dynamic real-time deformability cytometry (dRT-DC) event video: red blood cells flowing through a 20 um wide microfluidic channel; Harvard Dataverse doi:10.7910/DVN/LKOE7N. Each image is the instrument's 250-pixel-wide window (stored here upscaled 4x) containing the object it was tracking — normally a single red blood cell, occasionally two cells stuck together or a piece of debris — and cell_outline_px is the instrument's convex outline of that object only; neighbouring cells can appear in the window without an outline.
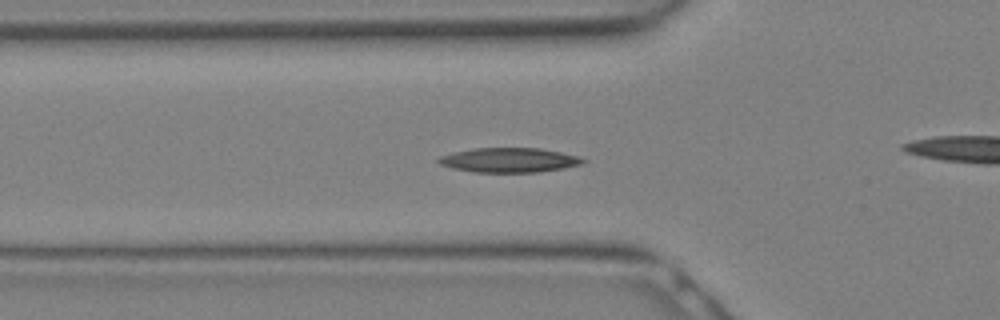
{"species": "Egyptian fruit bat (a non-hibernating species)", "species_latin": "Rousettus aegyptiacus", "temperature_condition": "warm", "stored_images_in_passage": 29, "camera_frame_rate_fps": 3000, "um_per_image_px": 0.085, "animal": {"sex": "female"}, "frame": {"image": 1, "passage_image": 9, "time_ms": 2.667, "image_size_px": [1000, 320], "cell_outline_px": [[588, 160], [584, 164], [564, 168], [540, 172], [472, 172], [452, 168], [440, 164], [436, 160], [440, 156], [452, 152], [476, 148], [540, 148], [560, 152], [576, 156]], "centroid_in_image_um": [43.28, 13.61], "position_along_channel_um": 82.5, "area_um2": 20.75}}
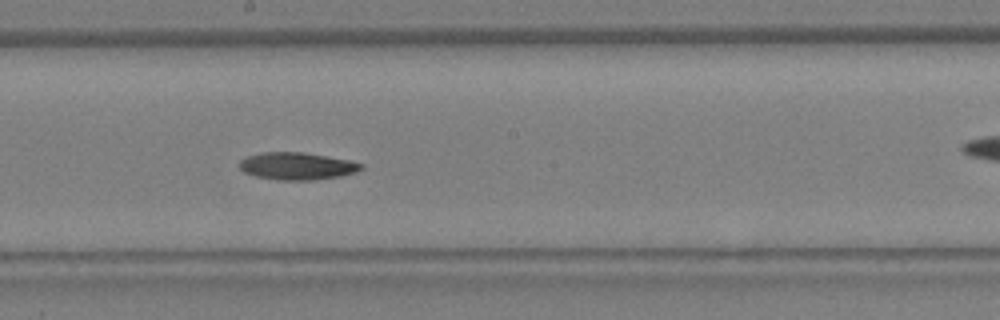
{"frame": {"image": 2, "passage_image": 15, "time_ms": 4.667, "image_size_px": [1000, 320], "cell_outline_px": [[364, 168], [356, 172], [340, 176], [312, 180], [280, 180], [256, 176], [244, 172], [240, 168], [240, 160], [248, 156], [260, 152], [304, 152], [348, 160], [364, 164]], "centroid_in_image_um": [25.26, 14.11], "position_along_channel_um": 222.9, "area_um2": 19.31}}
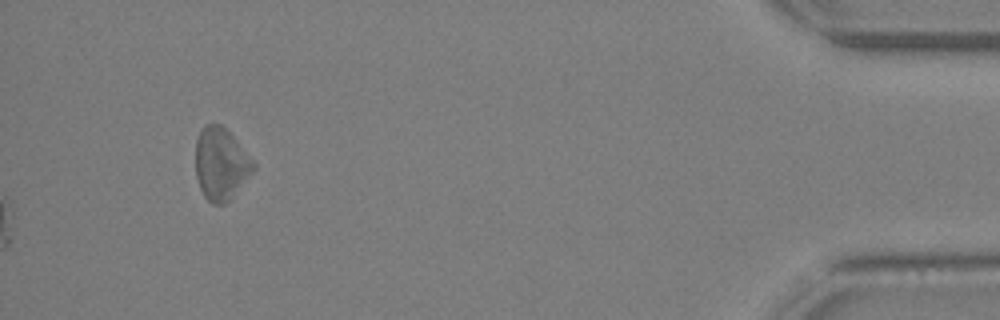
{"frame": {"image": 3, "passage_image": 29, "time_ms": 9.333, "image_size_px": [1000, 320], "cell_outline_px": [[256, 168], [228, 200], [224, 204], [212, 204], [204, 196], [200, 188], [196, 176], [196, 140], [200, 128], [204, 124], [220, 124], [236, 140], [256, 164]], "centroid_in_image_um": [18.75, 13.91], "position_along_channel_um": 416.5, "area_um2": 24.04}}